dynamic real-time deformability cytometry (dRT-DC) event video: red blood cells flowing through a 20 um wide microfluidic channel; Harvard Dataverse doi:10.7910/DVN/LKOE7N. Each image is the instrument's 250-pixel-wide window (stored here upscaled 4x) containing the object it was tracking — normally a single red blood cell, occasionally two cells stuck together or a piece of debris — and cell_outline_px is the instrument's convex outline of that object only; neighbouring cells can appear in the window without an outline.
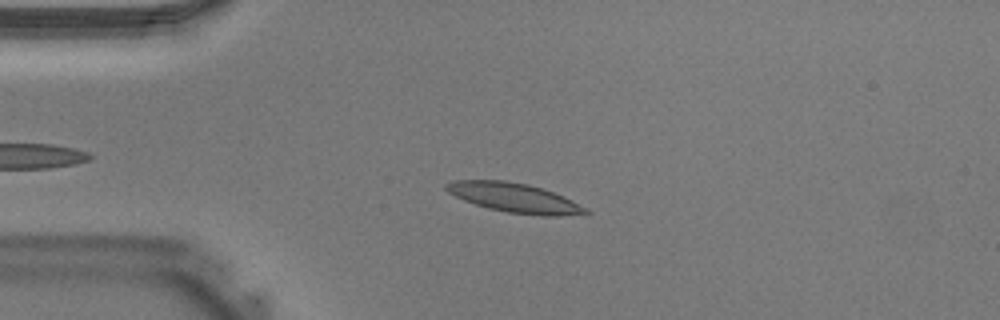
{"species": "Egyptian fruit bat (a non-hibernating species)", "species_latin": "Rousettus aegyptiacus", "temperature_condition": "warm", "stored_images_in_passage": 36, "camera_frame_rate_fps": 3000, "um_per_image_px": 0.085, "animal": {"sex": "male"}, "frame": {"image": 1, "passage_image": 8, "time_ms": 2.333, "image_size_px": [1000, 320], "cell_outline_px": [[592, 212], [560, 216], [544, 216], [508, 212], [488, 208], [464, 200], [448, 192], [444, 188], [444, 184], [452, 180], [504, 180], [528, 184], [564, 196], [588, 208]], "centroid_in_image_um": [43.72, 16.8], "position_along_channel_um": 41.3, "area_um2": 23.76}}
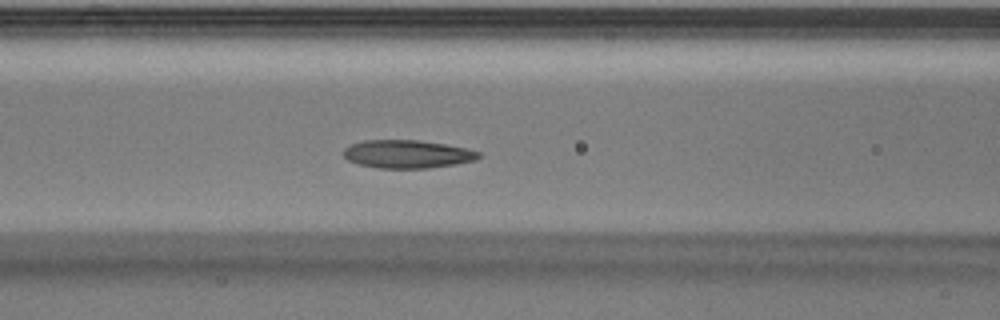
{"frame": {"image": 2, "passage_image": 15, "time_ms": 4.667, "image_size_px": [1000, 320], "cell_outline_px": [[480, 156], [476, 160], [456, 164], [428, 168], [380, 168], [360, 164], [348, 160], [344, 156], [344, 148], [352, 144], [364, 140], [420, 140], [468, 148], [480, 152]], "centroid_in_image_um": [34.65, 13.09], "position_along_channel_um": 131.9, "area_um2": 22.08}}
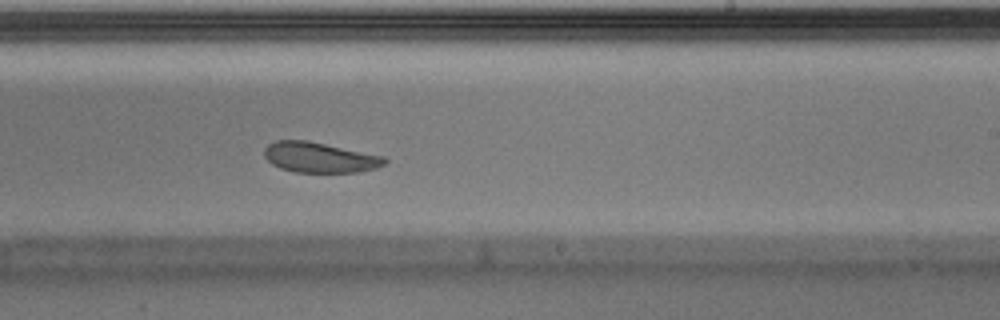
{"frame": {"image": 3, "passage_image": 23, "time_ms": 7.333, "image_size_px": [1000, 320], "cell_outline_px": [[388, 160], [384, 164], [376, 168], [360, 172], [296, 172], [280, 168], [272, 164], [264, 156], [264, 148], [268, 144], [276, 140], [308, 140], [384, 156]], "centroid_in_image_um": [27.16, 13.37], "position_along_channel_um": 261.8, "area_um2": 21.33}}